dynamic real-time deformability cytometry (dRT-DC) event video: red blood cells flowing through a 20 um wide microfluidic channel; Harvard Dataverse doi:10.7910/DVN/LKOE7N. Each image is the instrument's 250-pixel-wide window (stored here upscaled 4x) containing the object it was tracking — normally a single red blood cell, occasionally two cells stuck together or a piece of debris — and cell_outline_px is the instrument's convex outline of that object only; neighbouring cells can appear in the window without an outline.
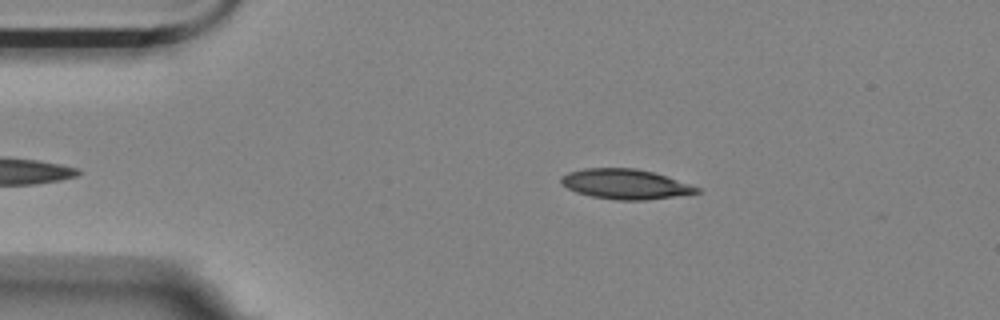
{"species": "Egyptian fruit bat (a non-hibernating species)", "species_latin": "Rousettus aegyptiacus", "temperature_condition": "room temperature", "stored_images_in_passage": 38, "camera_frame_rate_fps": 3000, "um_per_image_px": 0.085, "animal": {"sex": "female"}, "frame": {"image": 1, "passage_image": 3, "time_ms": 0.667, "image_size_px": [1000, 320], "cell_outline_px": [[704, 192], [644, 200], [620, 200], [592, 196], [576, 192], [568, 188], [560, 180], [560, 176], [568, 172], [584, 168], [636, 168], [652, 172], [700, 188]], "centroid_in_image_um": [53.13, 15.64], "position_along_channel_um": 31.9, "area_um2": 23.35}}
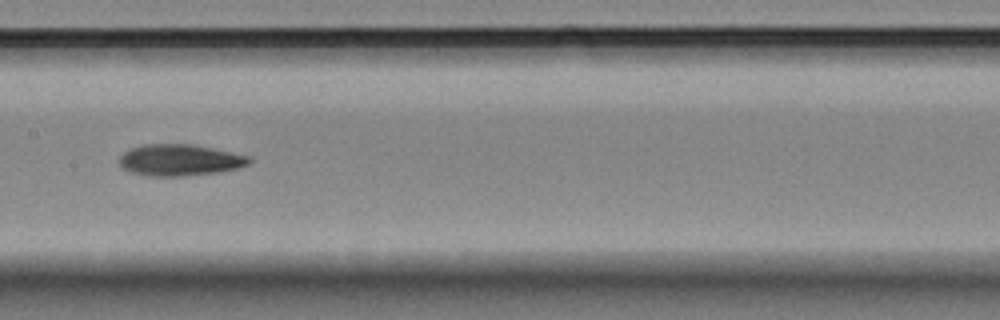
{"frame": {"image": 2, "passage_image": 20, "time_ms": 6.333, "image_size_px": [1000, 320], "cell_outline_px": [[252, 160], [248, 164], [240, 168], [220, 172], [180, 176], [148, 176], [132, 172], [124, 168], [120, 164], [120, 156], [128, 148], [144, 144], [192, 144], [252, 156]], "centroid_in_image_um": [15.32, 13.6], "position_along_channel_um": 192.1, "area_um2": 23.93}}
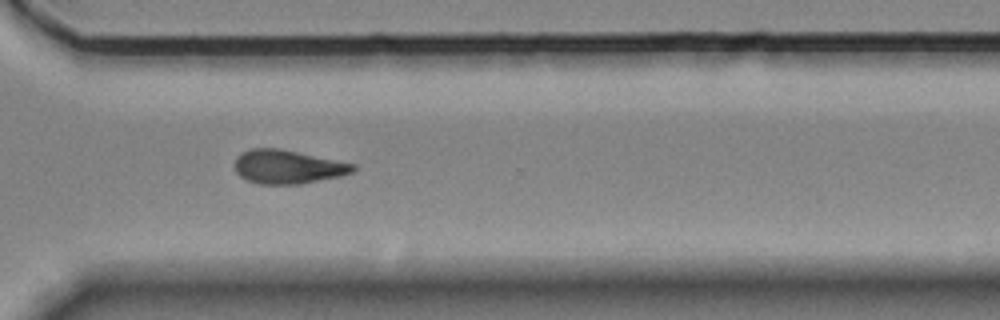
{"frame": {"image": 3, "passage_image": 33, "time_ms": 10.667, "image_size_px": [1000, 320], "cell_outline_px": [[356, 168], [352, 172], [340, 176], [300, 184], [260, 184], [248, 180], [240, 176], [236, 172], [236, 156], [252, 148], [280, 148], [356, 164]], "centroid_in_image_um": [24.47, 14.17], "position_along_channel_um": 346.1, "area_um2": 23.12}, "authors_computed_cell_mechanics": {"area_um2": 23.4379, "velocity_mm_per_s": 3.5669, "shape_relaxation_time_tau1_ms": 7.7832, "shape_relaxation_time_tau2_ms": 10.157, "deformation_change_tau1": 0.1806, "deformation_change_tau2": 0.1885}}